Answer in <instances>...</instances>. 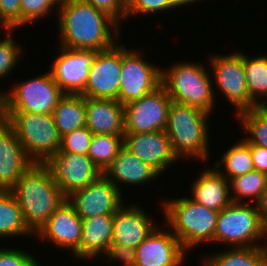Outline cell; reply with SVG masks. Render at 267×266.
<instances>
[{"label": "cell", "mask_w": 267, "mask_h": 266, "mask_svg": "<svg viewBox=\"0 0 267 266\" xmlns=\"http://www.w3.org/2000/svg\"><path fill=\"white\" fill-rule=\"evenodd\" d=\"M236 117L247 135L243 139L250 145L267 148V106L242 111Z\"/></svg>", "instance_id": "4dcf8cb0"}, {"label": "cell", "mask_w": 267, "mask_h": 266, "mask_svg": "<svg viewBox=\"0 0 267 266\" xmlns=\"http://www.w3.org/2000/svg\"><path fill=\"white\" fill-rule=\"evenodd\" d=\"M10 191L21 208L26 225L34 234L67 200L44 164H33Z\"/></svg>", "instance_id": "7a4b0ae2"}, {"label": "cell", "mask_w": 267, "mask_h": 266, "mask_svg": "<svg viewBox=\"0 0 267 266\" xmlns=\"http://www.w3.org/2000/svg\"><path fill=\"white\" fill-rule=\"evenodd\" d=\"M234 144L225 149L218 157L220 159L213 164L228 181L254 171L250 144L243 138Z\"/></svg>", "instance_id": "83f0119b"}, {"label": "cell", "mask_w": 267, "mask_h": 266, "mask_svg": "<svg viewBox=\"0 0 267 266\" xmlns=\"http://www.w3.org/2000/svg\"><path fill=\"white\" fill-rule=\"evenodd\" d=\"M266 188L267 174L255 170L229 180L231 201L234 203L256 204Z\"/></svg>", "instance_id": "f546056e"}, {"label": "cell", "mask_w": 267, "mask_h": 266, "mask_svg": "<svg viewBox=\"0 0 267 266\" xmlns=\"http://www.w3.org/2000/svg\"><path fill=\"white\" fill-rule=\"evenodd\" d=\"M13 128L27 156L37 164H44L60 150L61 135L52 114L1 113Z\"/></svg>", "instance_id": "ba28073f"}, {"label": "cell", "mask_w": 267, "mask_h": 266, "mask_svg": "<svg viewBox=\"0 0 267 266\" xmlns=\"http://www.w3.org/2000/svg\"><path fill=\"white\" fill-rule=\"evenodd\" d=\"M266 240H267V228H266ZM265 247L267 248V241H265Z\"/></svg>", "instance_id": "ee69618b"}, {"label": "cell", "mask_w": 267, "mask_h": 266, "mask_svg": "<svg viewBox=\"0 0 267 266\" xmlns=\"http://www.w3.org/2000/svg\"><path fill=\"white\" fill-rule=\"evenodd\" d=\"M164 224L181 242L183 248L190 250L199 245H213L214 232L219 211L207 208L188 197H170L160 203Z\"/></svg>", "instance_id": "277c9868"}, {"label": "cell", "mask_w": 267, "mask_h": 266, "mask_svg": "<svg viewBox=\"0 0 267 266\" xmlns=\"http://www.w3.org/2000/svg\"><path fill=\"white\" fill-rule=\"evenodd\" d=\"M33 164L13 128L0 117V190H10Z\"/></svg>", "instance_id": "ffe728a7"}, {"label": "cell", "mask_w": 267, "mask_h": 266, "mask_svg": "<svg viewBox=\"0 0 267 266\" xmlns=\"http://www.w3.org/2000/svg\"><path fill=\"white\" fill-rule=\"evenodd\" d=\"M243 52L244 71L250 100L257 107L267 106V55L250 57ZM266 99V100H265Z\"/></svg>", "instance_id": "f1b7e54d"}, {"label": "cell", "mask_w": 267, "mask_h": 266, "mask_svg": "<svg viewBox=\"0 0 267 266\" xmlns=\"http://www.w3.org/2000/svg\"><path fill=\"white\" fill-rule=\"evenodd\" d=\"M44 165L66 198L73 192L84 189L103 174L85 154L58 151Z\"/></svg>", "instance_id": "8fae6325"}, {"label": "cell", "mask_w": 267, "mask_h": 266, "mask_svg": "<svg viewBox=\"0 0 267 266\" xmlns=\"http://www.w3.org/2000/svg\"><path fill=\"white\" fill-rule=\"evenodd\" d=\"M15 31L17 30L3 29L2 31L5 37L0 38V80L10 77L9 74L15 70L21 62L22 56H24L22 44L14 38L16 37L14 36Z\"/></svg>", "instance_id": "d6a6232c"}, {"label": "cell", "mask_w": 267, "mask_h": 266, "mask_svg": "<svg viewBox=\"0 0 267 266\" xmlns=\"http://www.w3.org/2000/svg\"><path fill=\"white\" fill-rule=\"evenodd\" d=\"M203 255L201 266H267L265 246L226 248ZM214 253V254H213ZM211 254V255H210Z\"/></svg>", "instance_id": "d4e9b609"}, {"label": "cell", "mask_w": 267, "mask_h": 266, "mask_svg": "<svg viewBox=\"0 0 267 266\" xmlns=\"http://www.w3.org/2000/svg\"><path fill=\"white\" fill-rule=\"evenodd\" d=\"M209 65L214 95L216 89L235 109V117L242 111L256 108L257 106L250 100L247 90V82L243 63V50L229 52V54H210ZM216 87V88H215Z\"/></svg>", "instance_id": "9c48e42d"}, {"label": "cell", "mask_w": 267, "mask_h": 266, "mask_svg": "<svg viewBox=\"0 0 267 266\" xmlns=\"http://www.w3.org/2000/svg\"><path fill=\"white\" fill-rule=\"evenodd\" d=\"M35 239L49 242L57 250L71 251L73 259L79 260V245L82 237V219L66 200L49 217L35 234ZM62 248V249H61ZM69 249V250H68Z\"/></svg>", "instance_id": "2e32d148"}, {"label": "cell", "mask_w": 267, "mask_h": 266, "mask_svg": "<svg viewBox=\"0 0 267 266\" xmlns=\"http://www.w3.org/2000/svg\"><path fill=\"white\" fill-rule=\"evenodd\" d=\"M124 146L138 159L151 165L161 175L178 163L165 132L125 133Z\"/></svg>", "instance_id": "ac0fdd59"}, {"label": "cell", "mask_w": 267, "mask_h": 266, "mask_svg": "<svg viewBox=\"0 0 267 266\" xmlns=\"http://www.w3.org/2000/svg\"><path fill=\"white\" fill-rule=\"evenodd\" d=\"M35 237L26 225L21 208L10 190H0V239Z\"/></svg>", "instance_id": "484cf974"}, {"label": "cell", "mask_w": 267, "mask_h": 266, "mask_svg": "<svg viewBox=\"0 0 267 266\" xmlns=\"http://www.w3.org/2000/svg\"><path fill=\"white\" fill-rule=\"evenodd\" d=\"M265 240L266 228L256 204L232 202L219 211L213 245L219 243L227 248L265 246Z\"/></svg>", "instance_id": "52a82bcc"}, {"label": "cell", "mask_w": 267, "mask_h": 266, "mask_svg": "<svg viewBox=\"0 0 267 266\" xmlns=\"http://www.w3.org/2000/svg\"><path fill=\"white\" fill-rule=\"evenodd\" d=\"M259 214L261 216L262 224L267 228V188L260 197V200L256 203Z\"/></svg>", "instance_id": "b9f144b4"}, {"label": "cell", "mask_w": 267, "mask_h": 266, "mask_svg": "<svg viewBox=\"0 0 267 266\" xmlns=\"http://www.w3.org/2000/svg\"><path fill=\"white\" fill-rule=\"evenodd\" d=\"M151 216L136 202L124 203L114 214L112 243L136 249L158 226Z\"/></svg>", "instance_id": "d6986e66"}, {"label": "cell", "mask_w": 267, "mask_h": 266, "mask_svg": "<svg viewBox=\"0 0 267 266\" xmlns=\"http://www.w3.org/2000/svg\"><path fill=\"white\" fill-rule=\"evenodd\" d=\"M124 146V136L94 134L88 156L104 172Z\"/></svg>", "instance_id": "1f68e13d"}, {"label": "cell", "mask_w": 267, "mask_h": 266, "mask_svg": "<svg viewBox=\"0 0 267 266\" xmlns=\"http://www.w3.org/2000/svg\"><path fill=\"white\" fill-rule=\"evenodd\" d=\"M120 43L118 41L113 47L96 52L85 90L80 95L95 99L118 100L122 65V43Z\"/></svg>", "instance_id": "4fadbf2b"}, {"label": "cell", "mask_w": 267, "mask_h": 266, "mask_svg": "<svg viewBox=\"0 0 267 266\" xmlns=\"http://www.w3.org/2000/svg\"><path fill=\"white\" fill-rule=\"evenodd\" d=\"M135 252V266H184L188 258L187 251L167 226H157Z\"/></svg>", "instance_id": "e0dca14e"}, {"label": "cell", "mask_w": 267, "mask_h": 266, "mask_svg": "<svg viewBox=\"0 0 267 266\" xmlns=\"http://www.w3.org/2000/svg\"><path fill=\"white\" fill-rule=\"evenodd\" d=\"M52 117L61 136L86 126L85 96L65 94L54 108Z\"/></svg>", "instance_id": "4316f807"}, {"label": "cell", "mask_w": 267, "mask_h": 266, "mask_svg": "<svg viewBox=\"0 0 267 266\" xmlns=\"http://www.w3.org/2000/svg\"><path fill=\"white\" fill-rule=\"evenodd\" d=\"M168 1V4L174 9H178L181 7L184 8L185 6L186 7H189L193 4H197V2L200 4L201 1H205V0H167ZM189 5V6H188Z\"/></svg>", "instance_id": "7bdbcfd3"}, {"label": "cell", "mask_w": 267, "mask_h": 266, "mask_svg": "<svg viewBox=\"0 0 267 266\" xmlns=\"http://www.w3.org/2000/svg\"><path fill=\"white\" fill-rule=\"evenodd\" d=\"M254 170L267 174V148L250 145Z\"/></svg>", "instance_id": "60d3db41"}, {"label": "cell", "mask_w": 267, "mask_h": 266, "mask_svg": "<svg viewBox=\"0 0 267 266\" xmlns=\"http://www.w3.org/2000/svg\"><path fill=\"white\" fill-rule=\"evenodd\" d=\"M113 220L114 215H98L82 219V237L79 245L80 262L100 260L112 243Z\"/></svg>", "instance_id": "cb8c5ba5"}, {"label": "cell", "mask_w": 267, "mask_h": 266, "mask_svg": "<svg viewBox=\"0 0 267 266\" xmlns=\"http://www.w3.org/2000/svg\"><path fill=\"white\" fill-rule=\"evenodd\" d=\"M0 28H21V0H0Z\"/></svg>", "instance_id": "74e56055"}, {"label": "cell", "mask_w": 267, "mask_h": 266, "mask_svg": "<svg viewBox=\"0 0 267 266\" xmlns=\"http://www.w3.org/2000/svg\"><path fill=\"white\" fill-rule=\"evenodd\" d=\"M103 174L119 189L124 186H141L151 184L152 180L160 178L161 174L151 165L144 163L132 154L125 146L121 148L116 158L107 167ZM149 182V183H148ZM127 185V186H126Z\"/></svg>", "instance_id": "44dd1931"}, {"label": "cell", "mask_w": 267, "mask_h": 266, "mask_svg": "<svg viewBox=\"0 0 267 266\" xmlns=\"http://www.w3.org/2000/svg\"><path fill=\"white\" fill-rule=\"evenodd\" d=\"M171 98L161 85L141 99L124 105L125 133L165 130Z\"/></svg>", "instance_id": "7c38bea8"}, {"label": "cell", "mask_w": 267, "mask_h": 266, "mask_svg": "<svg viewBox=\"0 0 267 266\" xmlns=\"http://www.w3.org/2000/svg\"><path fill=\"white\" fill-rule=\"evenodd\" d=\"M86 127L93 134H125L124 106L118 100L85 97Z\"/></svg>", "instance_id": "7402d4cb"}, {"label": "cell", "mask_w": 267, "mask_h": 266, "mask_svg": "<svg viewBox=\"0 0 267 266\" xmlns=\"http://www.w3.org/2000/svg\"><path fill=\"white\" fill-rule=\"evenodd\" d=\"M40 262L35 254L22 248L0 246V266H39Z\"/></svg>", "instance_id": "8d00e7d4"}, {"label": "cell", "mask_w": 267, "mask_h": 266, "mask_svg": "<svg viewBox=\"0 0 267 266\" xmlns=\"http://www.w3.org/2000/svg\"><path fill=\"white\" fill-rule=\"evenodd\" d=\"M170 10L175 9L168 4L167 0H127L126 22L130 17L135 19L138 15H156Z\"/></svg>", "instance_id": "d590c367"}, {"label": "cell", "mask_w": 267, "mask_h": 266, "mask_svg": "<svg viewBox=\"0 0 267 266\" xmlns=\"http://www.w3.org/2000/svg\"><path fill=\"white\" fill-rule=\"evenodd\" d=\"M125 195L104 175L84 189L73 192L67 201L81 219L114 215L125 203ZM124 198V199H123Z\"/></svg>", "instance_id": "5bb4252c"}, {"label": "cell", "mask_w": 267, "mask_h": 266, "mask_svg": "<svg viewBox=\"0 0 267 266\" xmlns=\"http://www.w3.org/2000/svg\"><path fill=\"white\" fill-rule=\"evenodd\" d=\"M62 1L63 0H21V28H24L26 25V27H28L36 24L39 19L42 20L44 17L47 19L52 13V16L56 17Z\"/></svg>", "instance_id": "836d02e7"}, {"label": "cell", "mask_w": 267, "mask_h": 266, "mask_svg": "<svg viewBox=\"0 0 267 266\" xmlns=\"http://www.w3.org/2000/svg\"><path fill=\"white\" fill-rule=\"evenodd\" d=\"M112 16L121 26L126 21L127 0H84ZM124 20V21H123Z\"/></svg>", "instance_id": "ab89813d"}, {"label": "cell", "mask_w": 267, "mask_h": 266, "mask_svg": "<svg viewBox=\"0 0 267 266\" xmlns=\"http://www.w3.org/2000/svg\"><path fill=\"white\" fill-rule=\"evenodd\" d=\"M101 260L110 266H112L113 262L117 265V261L118 263L120 262L121 266H135L136 252L135 249L128 248L125 245L111 243L102 255Z\"/></svg>", "instance_id": "f35d334b"}, {"label": "cell", "mask_w": 267, "mask_h": 266, "mask_svg": "<svg viewBox=\"0 0 267 266\" xmlns=\"http://www.w3.org/2000/svg\"><path fill=\"white\" fill-rule=\"evenodd\" d=\"M56 19L62 47L103 51L122 34V26L112 16L84 0H63Z\"/></svg>", "instance_id": "6da1fadb"}, {"label": "cell", "mask_w": 267, "mask_h": 266, "mask_svg": "<svg viewBox=\"0 0 267 266\" xmlns=\"http://www.w3.org/2000/svg\"><path fill=\"white\" fill-rule=\"evenodd\" d=\"M0 117H1V98H0Z\"/></svg>", "instance_id": "f6af8a7d"}, {"label": "cell", "mask_w": 267, "mask_h": 266, "mask_svg": "<svg viewBox=\"0 0 267 266\" xmlns=\"http://www.w3.org/2000/svg\"><path fill=\"white\" fill-rule=\"evenodd\" d=\"M49 69L64 94L80 95L85 90L95 50L71 49L59 45Z\"/></svg>", "instance_id": "9a60e30c"}, {"label": "cell", "mask_w": 267, "mask_h": 266, "mask_svg": "<svg viewBox=\"0 0 267 266\" xmlns=\"http://www.w3.org/2000/svg\"><path fill=\"white\" fill-rule=\"evenodd\" d=\"M180 61L162 69L161 85L172 102L190 105L213 115L217 97L215 99L210 68L201 61Z\"/></svg>", "instance_id": "5b68a950"}, {"label": "cell", "mask_w": 267, "mask_h": 266, "mask_svg": "<svg viewBox=\"0 0 267 266\" xmlns=\"http://www.w3.org/2000/svg\"><path fill=\"white\" fill-rule=\"evenodd\" d=\"M210 117L211 114L198 108L171 102L165 132L179 161L200 160L206 163L211 160Z\"/></svg>", "instance_id": "3957f363"}, {"label": "cell", "mask_w": 267, "mask_h": 266, "mask_svg": "<svg viewBox=\"0 0 267 266\" xmlns=\"http://www.w3.org/2000/svg\"><path fill=\"white\" fill-rule=\"evenodd\" d=\"M202 171H199V176L190 183V198L207 208L223 210L232 203L229 181L214 166H205Z\"/></svg>", "instance_id": "603a6c76"}, {"label": "cell", "mask_w": 267, "mask_h": 266, "mask_svg": "<svg viewBox=\"0 0 267 266\" xmlns=\"http://www.w3.org/2000/svg\"><path fill=\"white\" fill-rule=\"evenodd\" d=\"M25 80L14 81L6 91L0 89L1 113L52 114L65 94L50 71Z\"/></svg>", "instance_id": "8992f818"}, {"label": "cell", "mask_w": 267, "mask_h": 266, "mask_svg": "<svg viewBox=\"0 0 267 266\" xmlns=\"http://www.w3.org/2000/svg\"><path fill=\"white\" fill-rule=\"evenodd\" d=\"M126 48L122 44L118 101L123 106L155 91L162 82V67L145 59L141 49Z\"/></svg>", "instance_id": "30bf717a"}, {"label": "cell", "mask_w": 267, "mask_h": 266, "mask_svg": "<svg viewBox=\"0 0 267 266\" xmlns=\"http://www.w3.org/2000/svg\"><path fill=\"white\" fill-rule=\"evenodd\" d=\"M93 135L94 134L86 126L68 132L61 137L59 151L88 155Z\"/></svg>", "instance_id": "e575fe53"}]
</instances>
